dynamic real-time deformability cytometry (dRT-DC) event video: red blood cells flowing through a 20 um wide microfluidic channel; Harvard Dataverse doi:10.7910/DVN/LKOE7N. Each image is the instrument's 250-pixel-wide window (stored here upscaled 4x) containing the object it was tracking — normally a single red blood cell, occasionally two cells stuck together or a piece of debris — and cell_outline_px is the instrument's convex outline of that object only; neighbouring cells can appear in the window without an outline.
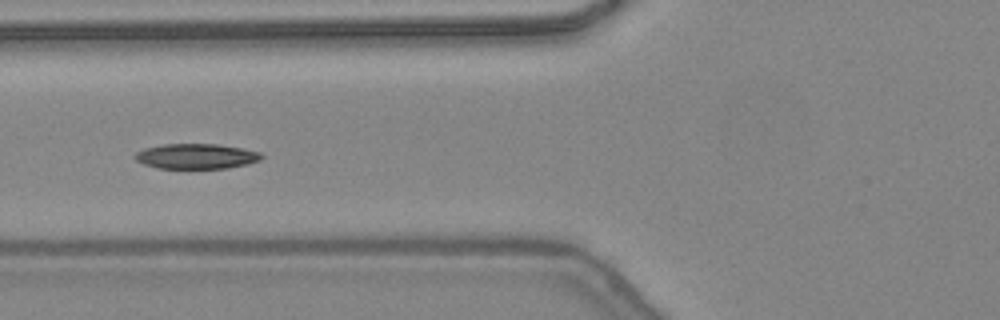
{"species": "common noctule bat (a hibernating species)", "species_latin": "Nyctalus noctula", "temperature_condition": "warm", "stored_images_in_passage": 33, "segment_of_instrument_passage": [1, 2], "camera_frame_rate_fps": 3000, "um_per_image_px": 0.085, "animal": {"sex": "female", "body_mass_g": 24.6, "forearm_length_mm": 56.2}, "frame": {"image": 1, "passage_image": 4, "time_ms": 1.0, "image_size_px": [1000, 320], "cell_outline_px": [[264, 156], [260, 160], [248, 164], [228, 168], [156, 168], [144, 164], [136, 160], [136, 152], [144, 148], [164, 144], [216, 144], [240, 148], [260, 152]], "centroid_in_image_um": [16.69, 13.28], "position_along_channel_um": 109.1, "area_um2": 18.44}}
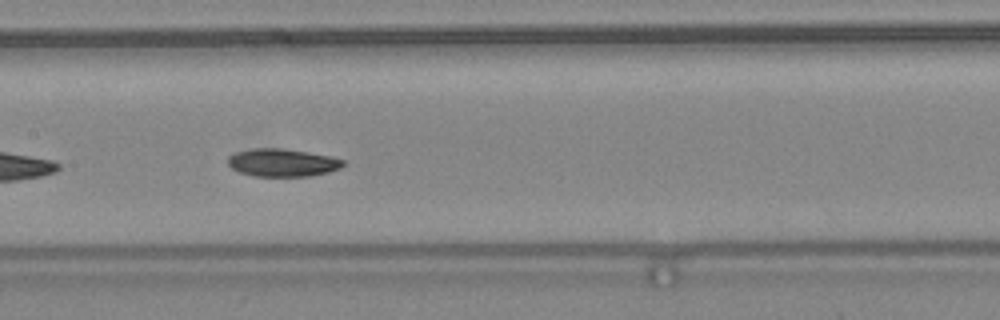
{"frame": {"image": 2, "passage_image": 9, "time_ms": 2.667, "image_size_px": [1000, 320], "cell_outline_px": [[344, 164], [340, 168], [328, 172], [312, 176], [252, 176], [240, 172], [232, 168], [228, 164], [228, 156], [236, 152], [252, 148], [284, 148], [332, 156], [344, 160]], "centroid_in_image_um": [24.01, 13.82], "position_along_channel_um": 183.4, "area_um2": 18.79}}
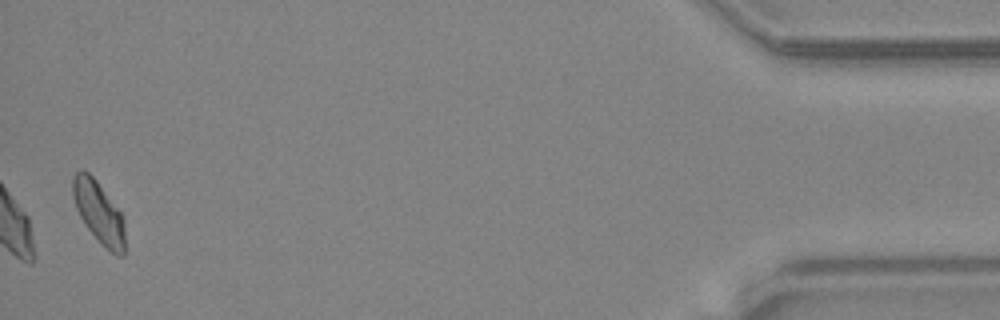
{"frame": {"image": 3, "passage_image": 31, "time_ms": 10.0, "image_size_px": [1000, 320], "cell_outline_px": [[124, 256], [116, 256], [100, 244], [88, 228], [80, 216], [76, 208], [72, 196], [72, 176], [76, 172], [88, 172], [96, 180], [124, 216]], "centroid_in_image_um": [8.41, 18.08], "position_along_channel_um": 426.8, "area_um2": 18.79}}